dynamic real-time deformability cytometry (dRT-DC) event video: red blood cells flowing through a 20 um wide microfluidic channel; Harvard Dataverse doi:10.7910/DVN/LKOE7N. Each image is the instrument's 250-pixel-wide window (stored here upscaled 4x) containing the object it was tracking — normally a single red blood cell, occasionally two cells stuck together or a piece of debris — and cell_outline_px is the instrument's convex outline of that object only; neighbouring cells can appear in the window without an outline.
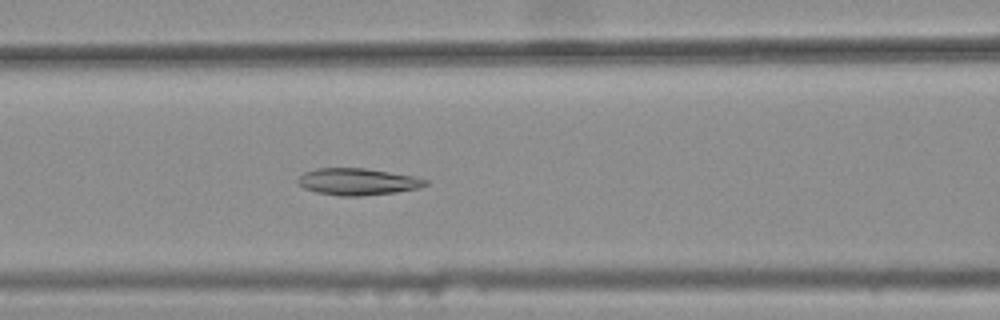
{"species": "common noctule bat (a hibernating species)", "species_latin": "Nyctalus noctula", "temperature_condition": "warm", "stored_images_in_passage": 30, "camera_frame_rate_fps": 3000, "um_per_image_px": 0.085, "animal": {"sex": "female", "body_mass_g": 25.1}, "frame": {"image": 1, "passage_image": 7, "time_ms": 2.0, "image_size_px": [1000, 320], "cell_outline_px": [[428, 184], [420, 188], [396, 192], [360, 196], [340, 196], [316, 192], [304, 188], [296, 180], [304, 172], [316, 168], [364, 168], [412, 176], [428, 180]], "centroid_in_image_um": [30.39, 15.45], "position_along_channel_um": 136.2, "area_um2": 19.83}}
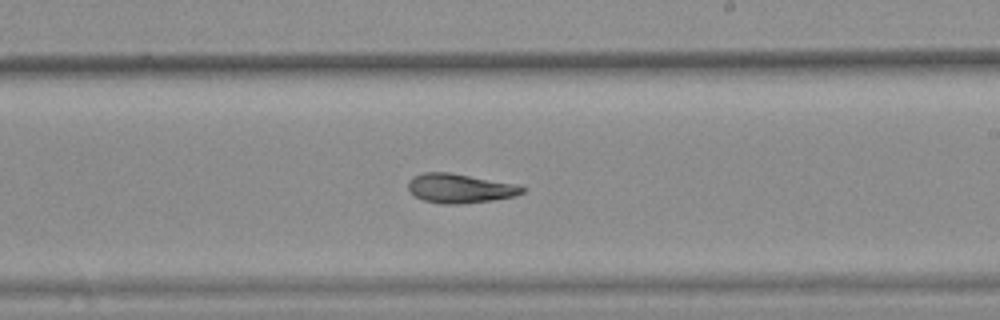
{"frame": {"image": 2, "passage_image": 16, "time_ms": 5.0, "image_size_px": [1000, 320], "cell_outline_px": [[524, 192], [516, 196], [492, 200], [460, 204], [444, 204], [424, 200], [416, 196], [408, 188], [408, 180], [412, 176], [424, 172], [452, 172], [520, 184], [524, 188]], "centroid_in_image_um": [39.13, 15.99], "position_along_channel_um": 249.9, "area_um2": 19.71}}
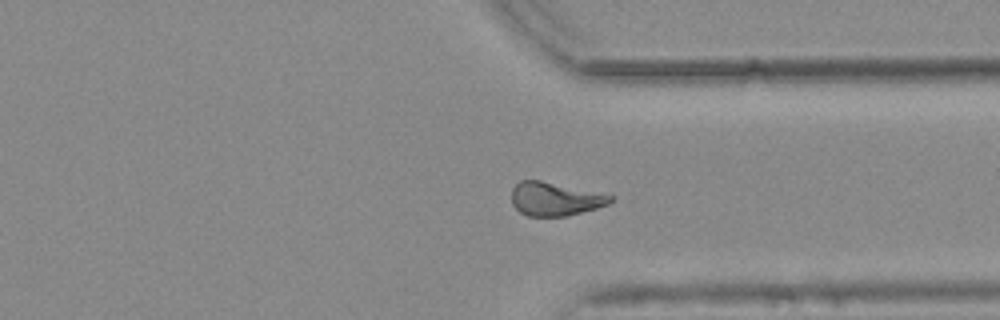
{"frame": {"image": 3, "passage_image": 25, "time_ms": 8.0, "image_size_px": [1000, 320], "cell_outline_px": [[616, 200], [608, 204], [596, 208], [568, 216], [528, 216], [520, 212], [512, 204], [512, 188], [520, 180], [540, 180], [616, 196]], "centroid_in_image_um": [47.2, 16.91], "position_along_channel_um": 364.2, "area_um2": 19.36}, "authors_computed_cell_mechanics": {"area_um2": 19.363, "velocity_mm_per_s": 3.8068, "shape_relaxation_time_tau1_ms": null, "shape_relaxation_time_tau2_ms": 9.6299, "deformation_change_tau1": null, "deformation_change_tau2": 0.1335}}